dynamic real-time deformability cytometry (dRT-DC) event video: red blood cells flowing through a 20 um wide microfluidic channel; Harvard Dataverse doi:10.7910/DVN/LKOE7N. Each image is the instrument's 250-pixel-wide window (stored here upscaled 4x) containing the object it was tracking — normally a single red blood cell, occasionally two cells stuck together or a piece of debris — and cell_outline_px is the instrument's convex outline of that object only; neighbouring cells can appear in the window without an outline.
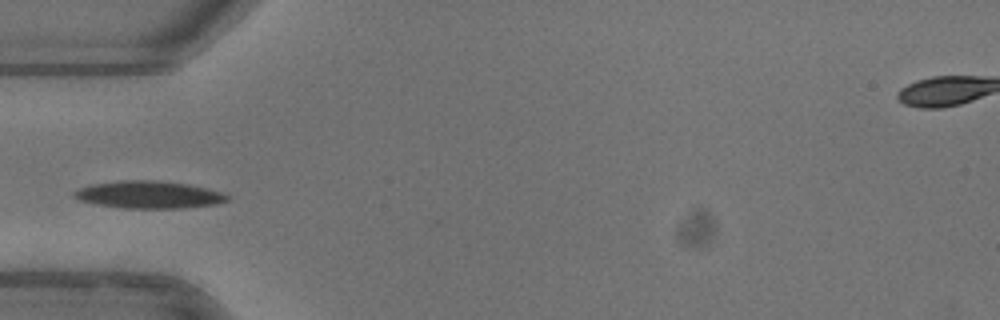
{"species": "common noctule bat (a hibernating species)", "species_latin": "Nyctalus noctula", "temperature_condition": "warm", "stored_images_in_passage": 36, "camera_frame_rate_fps": 3000, "um_per_image_px": 0.085, "animal": {"sex": "female"}, "frame": {"image": 1, "passage_image": 1, "time_ms": 0.0, "image_size_px": [1000, 320], "cell_outline_px": [[228, 200], [216, 204], [184, 208], [120, 208], [96, 204], [80, 200], [72, 196], [72, 192], [80, 188], [92, 184], [120, 180], [152, 180], [188, 184], [208, 188], [220, 192], [228, 196]], "centroid_in_image_um": [12.62, 16.55], "position_along_channel_um": 72.4, "area_um2": 24.39}}
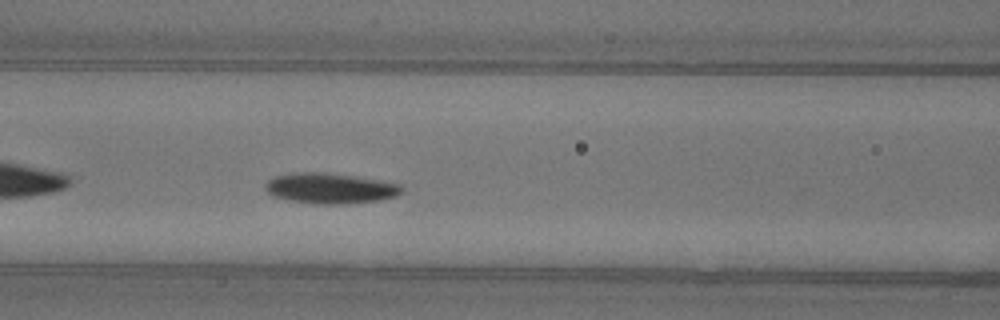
{"frame": {"image": 2, "passage_image": 6, "time_ms": 1.667, "image_size_px": [1000, 320], "cell_outline_px": [[404, 192], [396, 196], [380, 200], [348, 204], [312, 204], [272, 196], [264, 188], [268, 180], [276, 176], [296, 172], [324, 172], [352, 176], [400, 184], [404, 188]], "centroid_in_image_um": [28.08, 16.01], "position_along_channel_um": 138.5, "area_um2": 24.22}}